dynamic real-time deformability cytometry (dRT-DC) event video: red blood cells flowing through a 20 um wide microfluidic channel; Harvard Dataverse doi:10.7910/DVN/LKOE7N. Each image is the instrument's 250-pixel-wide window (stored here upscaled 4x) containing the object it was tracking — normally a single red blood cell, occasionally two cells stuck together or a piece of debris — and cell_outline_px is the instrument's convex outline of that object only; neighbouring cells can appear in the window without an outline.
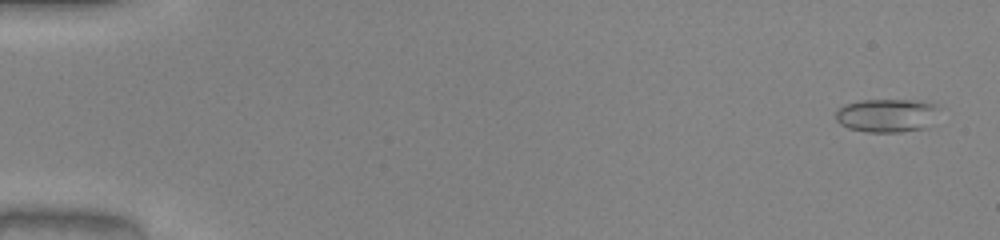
{"species": "common noctule bat (a hibernating species)", "species_latin": "Nyctalus noctula", "temperature_condition": "warm", "stored_images_in_passage": 51, "camera_frame_rate_fps": 3000, "um_per_image_px": 0.085, "animal": {"sex": "male", "body_mass_g": 20.0, "forearm_length_mm": 53.3}, "frame": {"image": 1, "passage_image": 2, "time_ms": 0.333, "image_size_px": [1000, 240], "cell_outline_px": [[940, 108], [928, 128], [900, 132], [868, 132], [848, 128], [840, 124], [836, 120], [836, 108], [844, 104], [860, 100], [920, 100], [936, 104]], "centroid_in_image_um": [75.38, 9.8], "position_along_channel_um": 9.6, "area_um2": 20.52}}
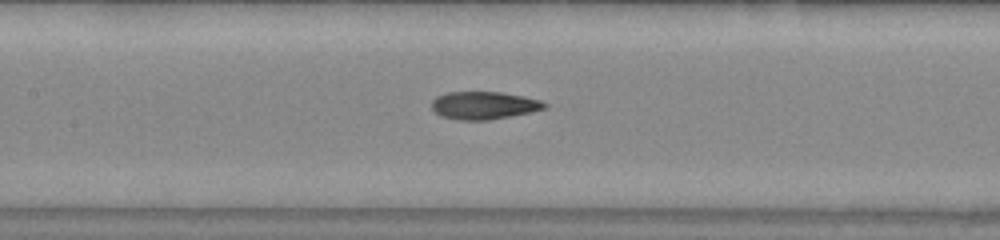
{"frame": {"image": 2, "passage_image": 25, "time_ms": 8.0, "image_size_px": [1000, 240], "cell_outline_px": [[548, 104], [544, 108], [528, 112], [488, 120], [460, 120], [440, 116], [432, 108], [432, 100], [436, 96], [448, 92], [500, 92], [524, 96], [540, 100]], "centroid_in_image_um": [41.09, 8.95], "position_along_channel_um": 166.3, "area_um2": 18.03}}
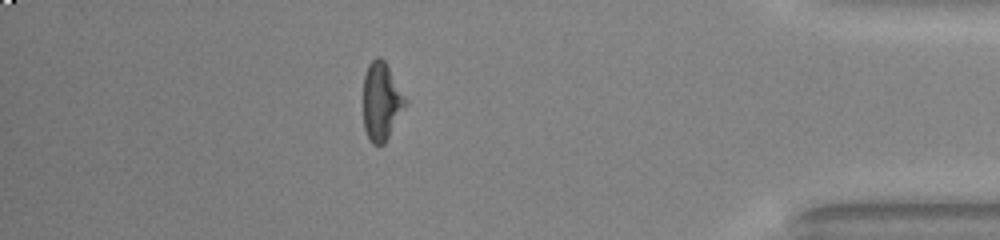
{"frame": {"image": 3, "passage_image": 45, "time_ms": 14.667, "image_size_px": [1000, 240], "cell_outline_px": [[404, 104], [384, 144], [372, 144], [364, 128], [364, 76], [368, 64], [376, 56], [380, 56], [384, 60], [404, 100]], "centroid_in_image_um": [32.34, 8.6], "position_along_channel_um": 402.9, "area_um2": 17.92}, "authors_computed_cell_mechanics": {"area_um2": 18.785, "velocity_mm_per_s": 4.1134, "shape_relaxation_time_tau1_ms": 4.58, "shape_relaxation_time_tau2_ms": 1.6742, "deformation_change_tau1": 0.2008, "deformation_change_tau2": 0.0804}}